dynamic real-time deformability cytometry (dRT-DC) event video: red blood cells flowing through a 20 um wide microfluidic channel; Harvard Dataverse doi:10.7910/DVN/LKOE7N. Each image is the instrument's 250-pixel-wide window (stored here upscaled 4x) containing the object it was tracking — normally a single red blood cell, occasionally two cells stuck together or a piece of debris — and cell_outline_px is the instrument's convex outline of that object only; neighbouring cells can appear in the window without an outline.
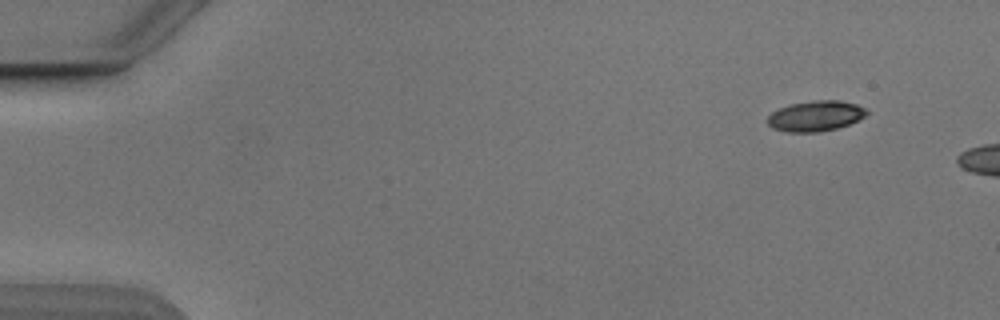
{"species": "Egyptian fruit bat (a non-hibernating species)", "species_latin": "Rousettus aegyptiacus", "temperature_condition": "cold", "stored_images_in_passage": 10, "camera_frame_rate_fps": 3000, "um_per_image_px": 0.085, "animal": {"sex": "male"}, "frame": {"image": 1, "passage_image": 1, "time_ms": 0.0, "image_size_px": [1000, 320], "cell_outline_px": [[868, 112], [864, 116], [848, 124], [836, 128], [820, 132], [788, 132], [772, 128], [768, 124], [768, 116], [772, 112], [780, 108], [792, 104], [816, 100], [840, 100], [856, 104], [868, 108]], "centroid_in_image_um": [69.33, 9.85], "position_along_channel_um": 15.7, "area_um2": 17.46}}